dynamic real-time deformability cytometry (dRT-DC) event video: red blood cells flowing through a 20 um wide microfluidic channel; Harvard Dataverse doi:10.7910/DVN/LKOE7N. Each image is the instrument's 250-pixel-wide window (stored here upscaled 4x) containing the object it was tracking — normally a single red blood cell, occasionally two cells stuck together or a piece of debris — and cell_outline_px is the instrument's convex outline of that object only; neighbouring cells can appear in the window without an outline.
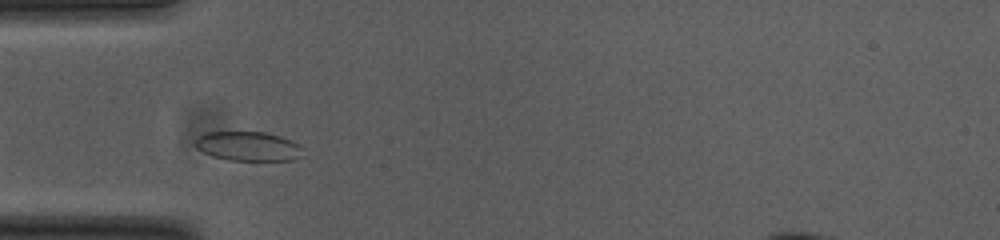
{"species": "common noctule bat (a hibernating species)", "species_latin": "Nyctalus noctula", "temperature_condition": "cold", "stored_images_in_passage": 36, "camera_frame_rate_fps": 3000, "um_per_image_px": 0.085, "animal": {"sex": "female", "body_mass_g": 23.0, "forearm_length_mm": 53.4}, "frame": {"image": 1, "passage_image": 6, "time_ms": 1.667, "image_size_px": [1000, 240], "cell_outline_px": [[304, 148], [292, 160], [228, 160], [212, 156], [196, 148], [196, 140], [204, 132], [264, 132], [280, 136], [300, 144]], "centroid_in_image_um": [21.07, 12.42], "position_along_channel_um": 63.9, "area_um2": 18.15}}
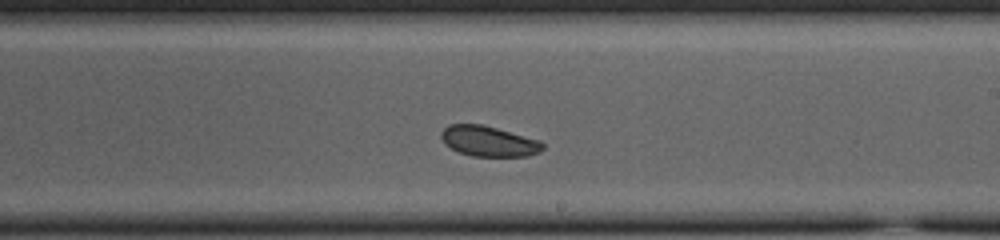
{"frame": {"image": 2, "passage_image": 21, "time_ms": 6.667, "image_size_px": [1000, 240], "cell_outline_px": [[544, 148], [540, 152], [528, 156], [472, 156], [460, 152], [444, 144], [440, 136], [440, 132], [448, 124], [480, 124], [496, 128], [540, 140], [544, 144]], "centroid_in_image_um": [41.53, 12.0], "position_along_channel_um": 247.5, "area_um2": 17.98}}
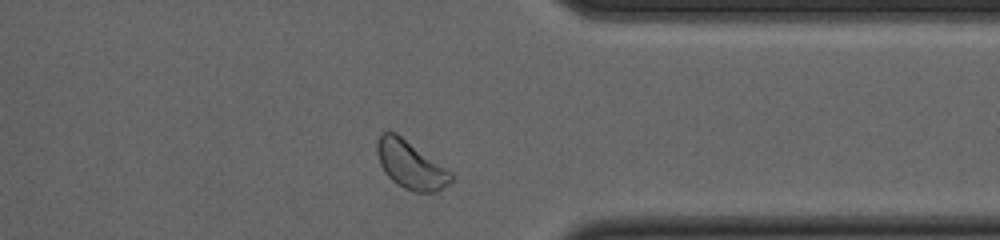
{"frame": {"image": 3, "passage_image": 32, "time_ms": 10.333, "image_size_px": [1000, 240], "cell_outline_px": [[452, 180], [448, 184], [436, 192], [416, 192], [404, 188], [396, 184], [384, 172], [380, 164], [376, 152], [376, 144], [380, 136], [384, 132], [396, 132], [452, 172]], "centroid_in_image_um": [34.89, 14.01], "position_along_channel_um": 376.5, "area_um2": 20.52}}